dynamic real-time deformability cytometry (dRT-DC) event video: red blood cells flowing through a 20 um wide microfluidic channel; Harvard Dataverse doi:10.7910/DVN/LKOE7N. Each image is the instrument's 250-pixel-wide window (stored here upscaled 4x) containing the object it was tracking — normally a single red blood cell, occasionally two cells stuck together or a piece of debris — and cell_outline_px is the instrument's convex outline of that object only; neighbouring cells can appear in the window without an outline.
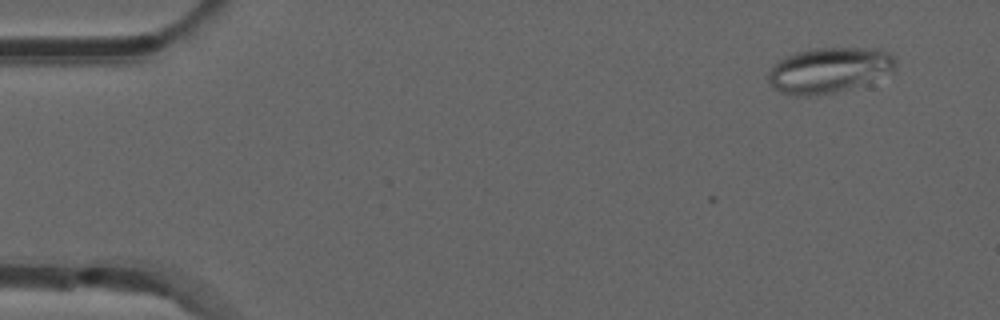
{"species": "common noctule bat (a hibernating species)", "species_latin": "Nyctalus noctula", "temperature_condition": "room temperature", "stored_images_in_passage": 8, "camera_frame_rate_fps": 3000, "um_per_image_px": 0.085, "animal": {"sex": "male", "forearm_length_mm": 52.5}, "frame": {"image": 1, "passage_image": 4, "time_ms": 1.0, "image_size_px": [1000, 320], "cell_outline_px": [[896, 68], [856, 84], [832, 92], [808, 96], [796, 96], [780, 92], [772, 88], [768, 80], [768, 76], [776, 60], [796, 52], [812, 48], [880, 48], [888, 52], [896, 60]], "centroid_in_image_um": [70.37, 5.92], "position_along_channel_um": 14.6, "area_um2": 32.83}}